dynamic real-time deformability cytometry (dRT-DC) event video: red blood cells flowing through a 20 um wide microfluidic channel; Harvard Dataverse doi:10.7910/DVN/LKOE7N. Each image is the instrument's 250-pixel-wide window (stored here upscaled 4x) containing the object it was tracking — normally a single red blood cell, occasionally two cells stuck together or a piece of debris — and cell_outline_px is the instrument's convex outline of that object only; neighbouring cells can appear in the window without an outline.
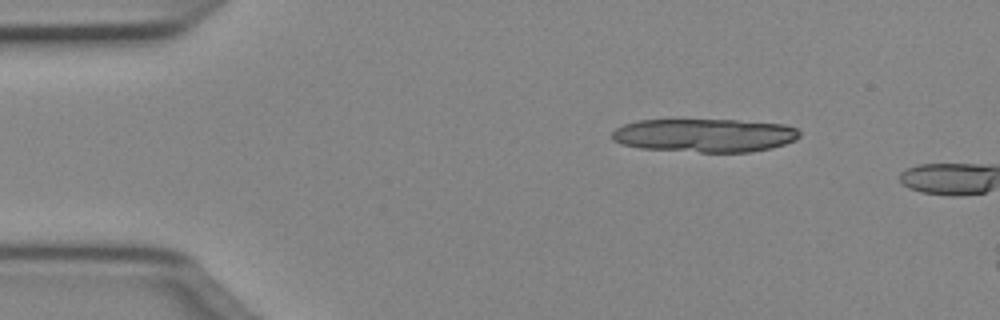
{"species": "Egyptian fruit bat (a non-hibernating species)", "species_latin": "Rousettus aegyptiacus", "temperature_condition": "cold", "stored_images_in_passage": 6, "camera_frame_rate_fps": 3000, "um_per_image_px": 0.085, "animal": {"sex": "female"}, "frame": {"image": 1, "passage_image": 1, "time_ms": 0.0, "image_size_px": [1000, 320], "cell_outline_px": [[800, 136], [796, 140], [772, 148], [748, 152], [700, 152], [640, 148], [620, 144], [612, 140], [612, 132], [616, 128], [624, 124], [636, 120], [736, 120], [784, 124], [796, 128], [800, 132]], "centroid_in_image_um": [59.89, 11.5], "position_along_channel_um": 25.1, "area_um2": 36.7}}